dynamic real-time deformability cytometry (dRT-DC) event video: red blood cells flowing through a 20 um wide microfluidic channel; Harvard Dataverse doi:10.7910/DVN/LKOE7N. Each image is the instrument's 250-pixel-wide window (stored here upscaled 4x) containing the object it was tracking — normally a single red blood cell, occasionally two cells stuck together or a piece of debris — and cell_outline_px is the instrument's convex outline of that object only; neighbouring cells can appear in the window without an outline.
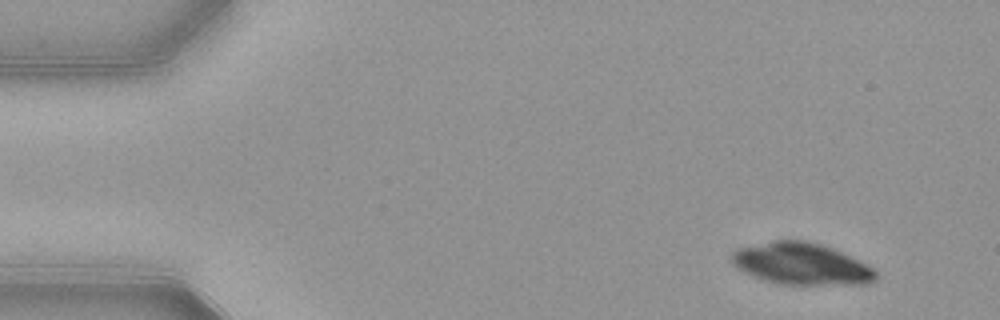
{"species": "common noctule bat (a hibernating species)", "species_latin": "Nyctalus noctula", "temperature_condition": "warm", "stored_images_in_passage": 52, "camera_frame_rate_fps": 3000, "um_per_image_px": 0.085, "animal": {"sex": "female", "body_mass_g": 21.9}, "frame": {"image": 1, "passage_image": 4, "time_ms": 1.0, "image_size_px": [1000, 320], "cell_outline_px": [[880, 276], [876, 280], [868, 284], [776, 284], [764, 280], [744, 272], [736, 268], [732, 264], [728, 256], [736, 248], [776, 240], [804, 240], [820, 244], [832, 248], [868, 264]], "centroid_in_image_um": [68.09, 22.43], "position_along_channel_um": 16.9, "area_um2": 35.32}}
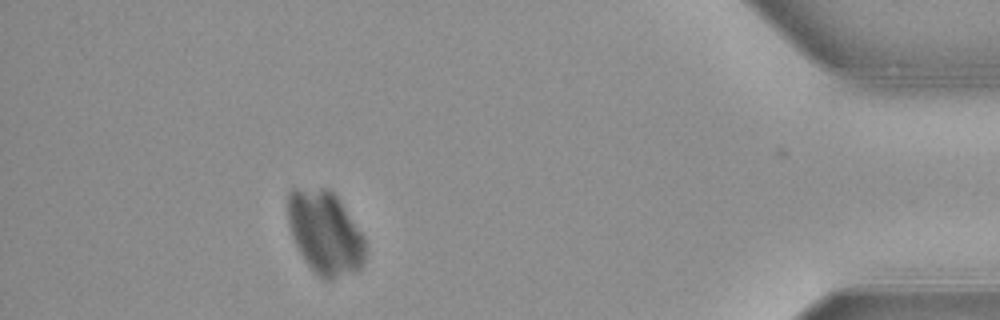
{"frame": {"image": 2, "passage_image": 47, "time_ms": 15.333, "image_size_px": [1000, 320], "cell_outline_px": [[364, 260], [360, 268], [356, 272], [332, 280], [324, 280], [304, 260], [292, 236], [288, 224], [288, 192], [292, 188], [328, 188], [340, 200], [364, 236]], "centroid_in_image_um": [27.62, 19.77], "position_along_channel_um": 407.6, "area_um2": 37.63}}